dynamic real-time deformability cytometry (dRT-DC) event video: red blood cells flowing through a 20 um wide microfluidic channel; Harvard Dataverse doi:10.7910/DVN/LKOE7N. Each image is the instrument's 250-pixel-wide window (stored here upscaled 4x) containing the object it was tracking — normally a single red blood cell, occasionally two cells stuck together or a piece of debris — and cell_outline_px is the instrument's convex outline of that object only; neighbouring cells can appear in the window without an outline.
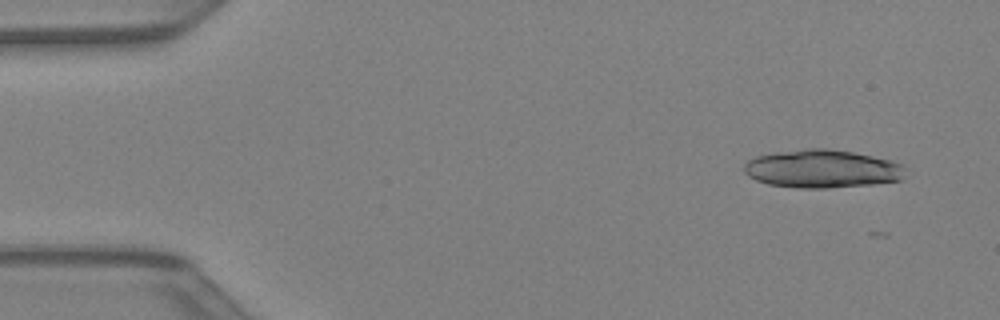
{"species": "Egyptian fruit bat (a non-hibernating species)", "species_latin": "Rousettus aegyptiacus", "temperature_condition": "warm", "stored_images_in_passage": 8, "camera_frame_rate_fps": 3000, "um_per_image_px": 0.085, "animal": {"sex": "female"}, "frame": {"image": 1, "passage_image": 3, "time_ms": 0.667, "image_size_px": [1000, 320], "cell_outline_px": [[908, 168], [904, 176], [900, 180], [872, 184], [828, 188], [796, 188], [768, 184], [756, 180], [748, 176], [744, 172], [744, 164], [748, 160], [756, 156], [772, 152], [804, 148], [824, 148], [852, 152], [872, 156], [888, 160], [900, 164]], "centroid_in_image_um": [69.85, 14.35], "position_along_channel_um": 15.1, "area_um2": 36.07}}